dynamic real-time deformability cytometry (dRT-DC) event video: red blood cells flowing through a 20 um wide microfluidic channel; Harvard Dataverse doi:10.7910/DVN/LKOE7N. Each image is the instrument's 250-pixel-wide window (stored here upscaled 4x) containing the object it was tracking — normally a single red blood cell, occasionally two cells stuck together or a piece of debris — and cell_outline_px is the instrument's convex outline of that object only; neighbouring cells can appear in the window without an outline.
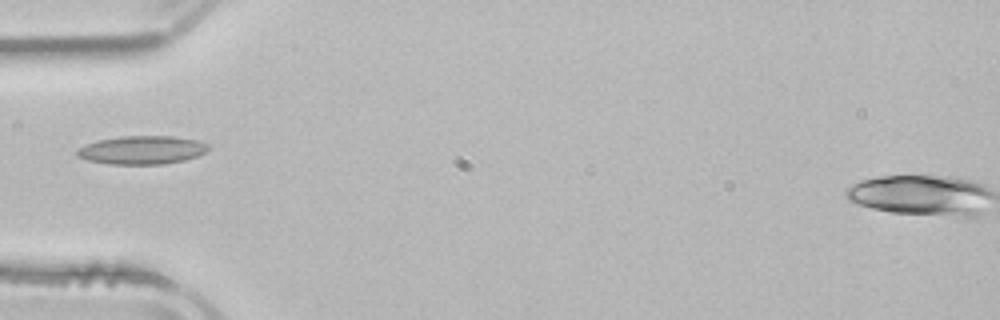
{"species": "common noctule bat (a hibernating species)", "species_latin": "Nyctalus noctula", "temperature_condition": "room temperature", "stored_images_in_passage": 4, "camera_frame_rate_fps": 3000, "um_per_image_px": 0.085, "animal": {"sex": "male", "body_mass_g": 21.5, "forearm_length_mm": 52.0}, "frame": {"image": 1, "passage_image": 4, "time_ms": 4.0, "image_size_px": [1000, 320], "cell_outline_px": [[208, 152], [184, 160], [164, 164], [108, 164], [88, 160], [76, 156], [76, 148], [96, 140], [120, 136], [172, 136], [196, 140], [208, 144]], "centroid_in_image_um": [12.03, 12.75], "position_along_channel_um": 73.0, "area_um2": 21.85}}